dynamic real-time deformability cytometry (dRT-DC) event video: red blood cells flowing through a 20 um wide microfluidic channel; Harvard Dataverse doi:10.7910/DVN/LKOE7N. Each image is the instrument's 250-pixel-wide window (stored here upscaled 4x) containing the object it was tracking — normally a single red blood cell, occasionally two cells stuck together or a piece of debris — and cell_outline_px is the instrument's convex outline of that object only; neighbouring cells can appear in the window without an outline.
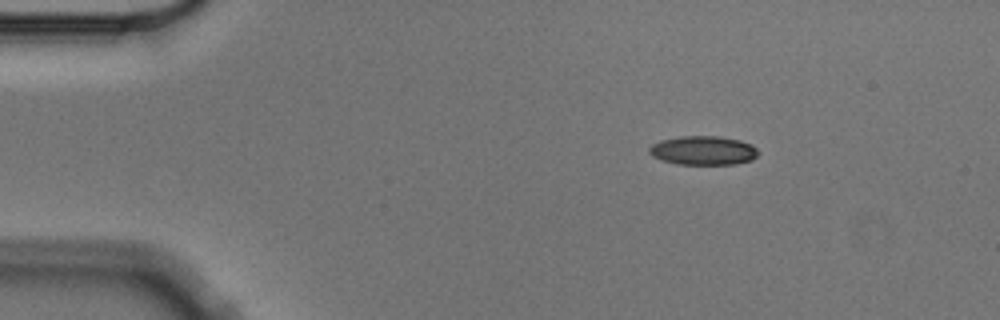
{"species": "Egyptian fruit bat (a non-hibernating species)", "species_latin": "Rousettus aegyptiacus", "temperature_condition": "cold", "stored_images_in_passage": 3, "camera_frame_rate_fps": 3000, "um_per_image_px": 0.085, "animal": {"sex": "male"}, "frame": {"image": 1, "passage_image": 1, "time_ms": 0.0, "image_size_px": [1000, 320], "cell_outline_px": [[760, 152], [752, 160], [736, 164], [676, 164], [652, 156], [648, 152], [648, 148], [652, 144], [660, 140], [680, 136], [716, 136], [740, 140], [752, 144]], "centroid_in_image_um": [59.78, 12.79], "position_along_channel_um": 25.2, "area_um2": 18.5}}